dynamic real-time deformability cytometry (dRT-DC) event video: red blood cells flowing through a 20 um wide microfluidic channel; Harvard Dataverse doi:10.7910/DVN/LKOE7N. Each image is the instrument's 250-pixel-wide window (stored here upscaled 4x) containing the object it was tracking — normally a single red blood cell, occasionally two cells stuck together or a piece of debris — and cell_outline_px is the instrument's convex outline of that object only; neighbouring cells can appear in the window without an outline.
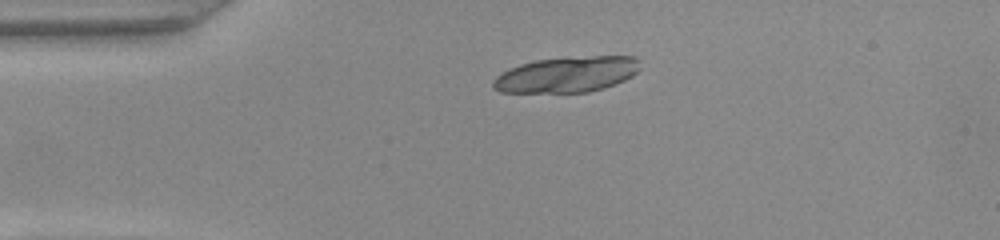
{"species": "common noctule bat (a hibernating species)", "species_latin": "Nyctalus noctula", "temperature_condition": "warm", "stored_images_in_passage": 40, "camera_frame_rate_fps": 3000, "um_per_image_px": 0.085, "animal": {"sex": "female", "body_mass_g": 22.0, "forearm_length_mm": 56.7}, "frame": {"image": 1, "passage_image": 1, "time_ms": 0.0, "image_size_px": [1000, 240], "cell_outline_px": [[640, 68], [632, 76], [624, 80], [604, 88], [588, 92], [500, 92], [492, 88], [492, 80], [500, 72], [520, 64], [536, 60], [592, 56], [636, 56]], "centroid_in_image_um": [48.15, 6.34], "position_along_channel_um": 36.8, "area_um2": 30.46}, "authors_computed_cell_mechanics": {"area_um2": 18.7561, "velocity_mm_per_s": 3.9969, "shape_relaxation_time_tau1_ms": 1.2234, "shape_relaxation_time_tau2_ms": 1.7851, "deformation_change_tau1": 0.0806, "deformation_change_tau2": 0.0501}}